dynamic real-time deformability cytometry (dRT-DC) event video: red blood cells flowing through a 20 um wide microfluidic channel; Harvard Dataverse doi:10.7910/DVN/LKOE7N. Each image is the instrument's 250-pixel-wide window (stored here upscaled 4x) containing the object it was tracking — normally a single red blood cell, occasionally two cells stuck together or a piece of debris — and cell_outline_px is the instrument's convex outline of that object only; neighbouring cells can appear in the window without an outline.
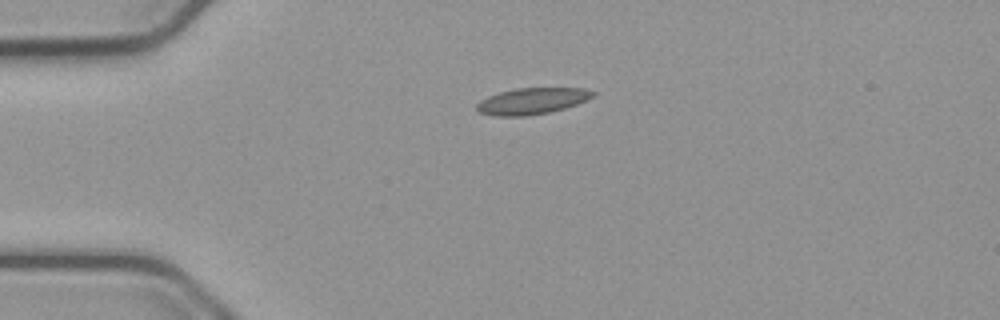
{"species": "common noctule bat (a hibernating species)", "species_latin": "Nyctalus noctula", "temperature_condition": "cold", "stored_images_in_passage": 43, "camera_frame_rate_fps": 3000, "um_per_image_px": 0.085, "animal": {"sex": "male", "body_mass_g": 23.1, "forearm_length_mm": 52.7}, "frame": {"image": 1, "passage_image": 1, "time_ms": 0.0, "image_size_px": [1000, 320], "cell_outline_px": [[596, 96], [576, 104], [564, 108], [548, 112], [524, 116], [496, 116], [480, 112], [476, 108], [476, 104], [480, 100], [488, 96], [500, 92], [516, 88], [584, 88], [596, 92]], "centroid_in_image_um": [45.23, 8.58], "position_along_channel_um": 39.8, "area_um2": 17.74}}
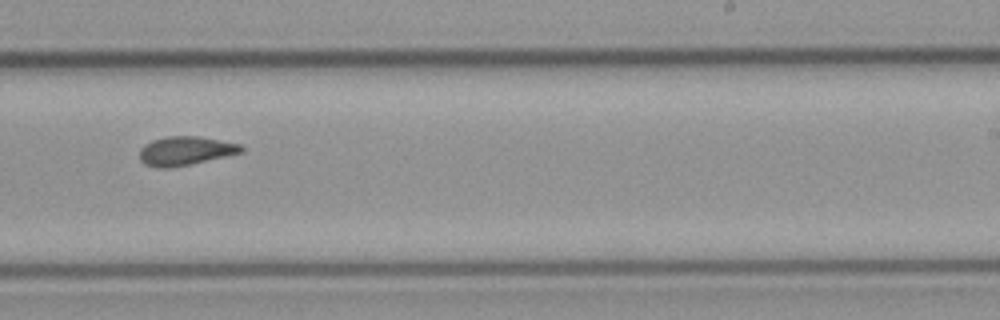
{"frame": {"image": 2, "passage_image": 22, "time_ms": 7.0, "image_size_px": [1000, 320], "cell_outline_px": [[244, 148], [240, 152], [188, 164], [168, 168], [160, 168], [144, 164], [140, 160], [140, 148], [144, 144], [152, 140], [168, 136], [200, 136], [240, 144]], "centroid_in_image_um": [15.7, 12.8], "position_along_channel_um": 273.3, "area_um2": 16.76}}
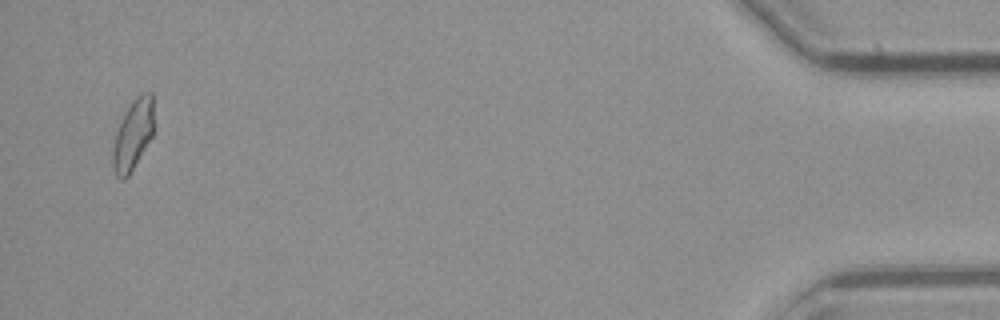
{"frame": {"image": 3, "passage_image": 41, "time_ms": 13.333, "image_size_px": [1000, 320], "cell_outline_px": [[152, 136], [128, 176], [124, 180], [120, 180], [116, 176], [112, 168], [112, 152], [116, 132], [132, 100], [140, 92], [152, 92]], "centroid_in_image_um": [11.28, 11.48], "position_along_channel_um": 423.9, "area_um2": 16.47}, "authors_computed_cell_mechanics": {"area_um2": 16.8776, "velocity_mm_per_s": 3.7726, "shape_relaxation_time_tau1_ms": null, "shape_relaxation_time_tau2_ms": 2.5998, "deformation_change_tau1": null, "deformation_change_tau2": 0.0774}}